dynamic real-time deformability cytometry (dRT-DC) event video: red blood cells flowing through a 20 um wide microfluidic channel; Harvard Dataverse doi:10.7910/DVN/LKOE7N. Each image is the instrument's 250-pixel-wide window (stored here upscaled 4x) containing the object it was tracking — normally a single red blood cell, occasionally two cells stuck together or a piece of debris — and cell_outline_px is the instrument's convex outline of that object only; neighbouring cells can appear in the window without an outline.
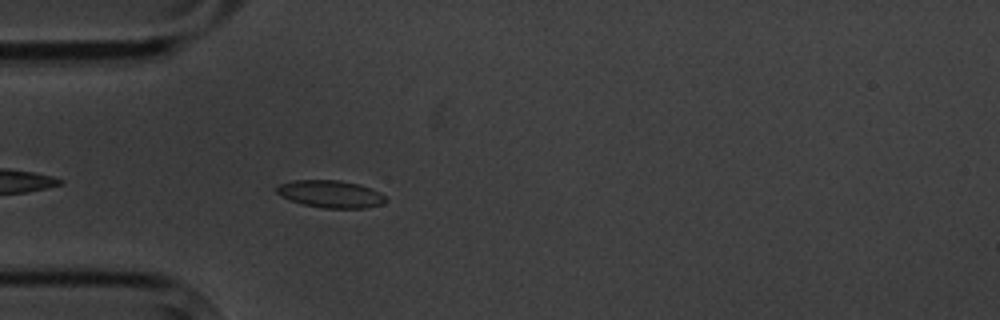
{"species": "common noctule bat (a hibernating species)", "species_latin": "Nyctalus noctula", "temperature_condition": "cold", "stored_images_in_passage": 4, "camera_frame_rate_fps": 3000, "um_per_image_px": 0.085, "animal": {"sex": "male", "body_mass_g": 20.1, "forearm_length_mm": 53.5}, "frame": {"image": 1, "passage_image": 4, "time_ms": 4.333, "image_size_px": [1000, 320], "cell_outline_px": [[388, 200], [384, 204], [364, 208], [324, 208], [304, 204], [280, 196], [276, 192], [276, 188], [280, 184], [292, 180], [340, 180], [360, 184], [380, 192]], "centroid_in_image_um": [28.13, 16.48], "position_along_channel_um": 56.9, "area_um2": 17.4}}